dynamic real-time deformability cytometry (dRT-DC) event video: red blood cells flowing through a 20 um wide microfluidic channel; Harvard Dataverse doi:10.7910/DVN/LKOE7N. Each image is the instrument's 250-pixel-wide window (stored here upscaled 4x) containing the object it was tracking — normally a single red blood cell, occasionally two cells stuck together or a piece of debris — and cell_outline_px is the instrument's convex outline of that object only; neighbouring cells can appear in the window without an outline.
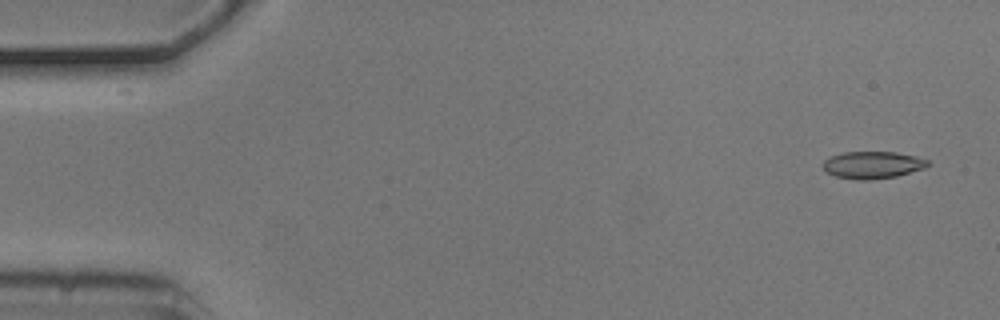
{"species": "common noctule bat (a hibernating species)", "species_latin": "Nyctalus noctula", "temperature_condition": "cold", "stored_images_in_passage": 4, "camera_frame_rate_fps": 3000, "um_per_image_px": 0.085, "animal": {"sex": "male", "body_mass_g": 20.5, "forearm_length_mm": 52.5}, "frame": {"image": 1, "passage_image": 1, "time_ms": 0.0, "image_size_px": [1000, 320], "cell_outline_px": [[932, 164], [924, 168], [896, 176], [868, 180], [856, 180], [836, 176], [828, 172], [824, 168], [824, 160], [832, 156], [844, 152], [896, 152], [916, 156], [928, 160]], "centroid_in_image_um": [74.21, 14.01], "position_along_channel_um": 10.8, "area_um2": 16.47}}
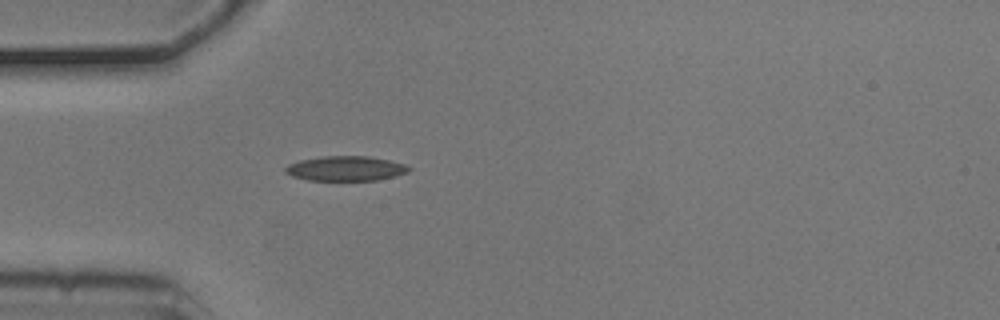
{"frame": {"image": 2, "passage_image": 4, "time_ms": 1.0, "image_size_px": [1000, 320], "cell_outline_px": [[412, 168], [408, 172], [396, 176], [376, 180], [308, 180], [292, 176], [284, 172], [284, 168], [288, 164], [300, 160], [320, 156], [368, 156], [388, 160], [404, 164]], "centroid_in_image_um": [29.36, 14.32], "position_along_channel_um": 55.6, "area_um2": 17.86}}